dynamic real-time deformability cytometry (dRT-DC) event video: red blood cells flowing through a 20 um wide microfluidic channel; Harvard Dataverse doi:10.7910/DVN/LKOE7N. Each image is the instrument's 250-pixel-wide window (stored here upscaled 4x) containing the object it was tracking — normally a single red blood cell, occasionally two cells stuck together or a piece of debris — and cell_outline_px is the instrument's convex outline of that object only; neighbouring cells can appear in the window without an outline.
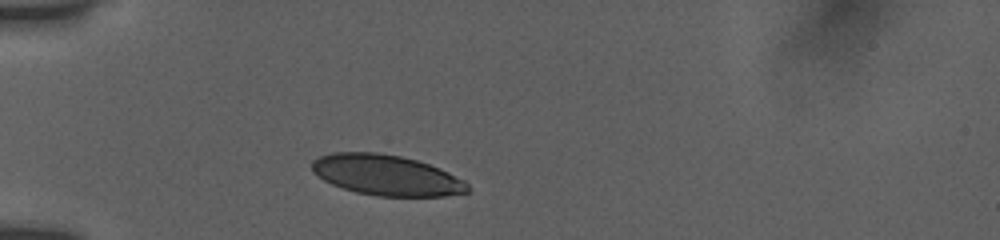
{"species": "human", "species_latin": "Homo sapiens", "temperature_condition": "room temperature", "stored_images_in_passage": 48, "camera_frame_rate_fps": 3000, "um_per_image_px": 0.085, "donor": {"sex": "female"}, "frame": {"image": 1, "passage_image": 1, "time_ms": 0.0, "image_size_px": [1000, 240], "cell_outline_px": [[468, 192], [444, 196], [376, 196], [356, 192], [332, 184], [316, 176], [312, 172], [312, 160], [320, 156], [332, 152], [376, 152], [400, 156], [416, 160], [428, 164], [464, 180], [468, 184]], "centroid_in_image_um": [32.8, 14.88], "position_along_channel_um": 52.2, "area_um2": 36.59}}
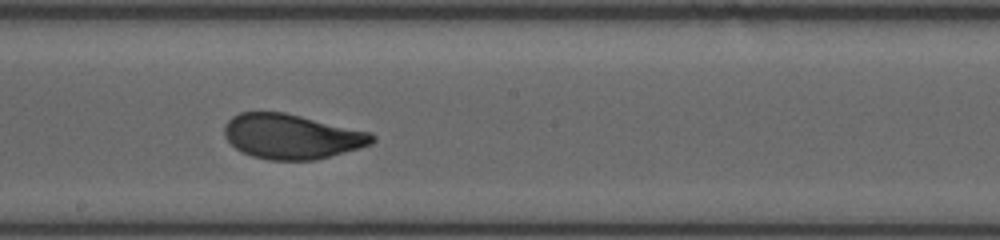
{"frame": {"image": 2, "passage_image": 32, "time_ms": 5.0, "image_size_px": [1000, 240], "cell_outline_px": [[376, 140], [372, 144], [360, 148], [316, 160], [268, 160], [252, 156], [236, 148], [224, 136], [224, 124], [232, 116], [240, 112], [284, 112], [372, 132], [376, 136]], "centroid_in_image_um": [24.82, 11.6], "position_along_channel_um": 223.4, "area_um2": 38.78}}
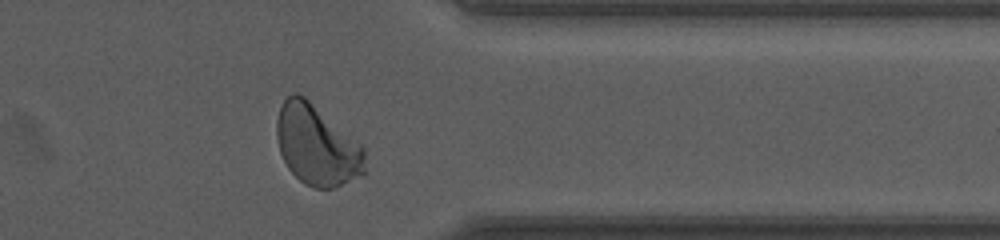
{"frame": {"image": 3, "passage_image": 45, "time_ms": 9.333, "image_size_px": [1000, 240], "cell_outline_px": [[364, 172], [332, 188], [312, 188], [304, 184], [288, 168], [280, 152], [276, 136], [276, 120], [280, 108], [284, 100], [292, 92], [296, 92], [304, 96], [360, 144], [364, 148]], "centroid_in_image_um": [26.88, 12.33], "position_along_channel_um": 384.5, "area_um2": 40.58}, "authors_computed_cell_mechanics": {"area_um2": 39.1595, "velocity_mm_per_s": 3.8526, "shape_relaxation_time_tau1_ms": 3.6334, "shape_relaxation_time_tau2_ms": null, "deformation_change_tau1": 0.1504, "deformation_change_tau2": null}}